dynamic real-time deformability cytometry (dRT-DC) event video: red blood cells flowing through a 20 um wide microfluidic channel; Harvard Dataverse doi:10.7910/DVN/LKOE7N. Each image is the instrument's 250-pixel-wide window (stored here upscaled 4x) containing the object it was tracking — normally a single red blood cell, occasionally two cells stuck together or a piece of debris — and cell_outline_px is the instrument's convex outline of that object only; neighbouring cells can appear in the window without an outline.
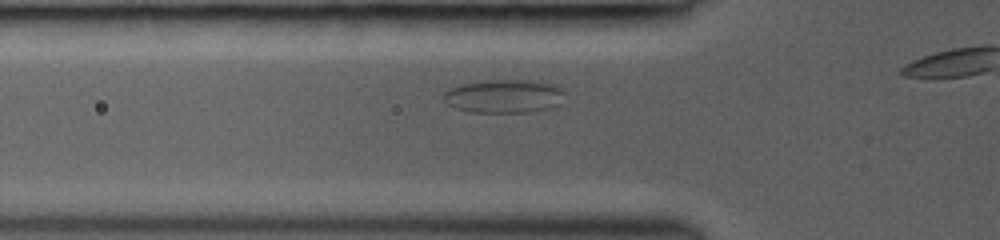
{"species": "common noctule bat (a hibernating species)", "species_latin": "Nyctalus noctula", "temperature_condition": "room temperature", "stored_images_in_passage": 13, "camera_frame_rate_fps": 3000, "um_per_image_px": 0.085, "animal": {"sex": "female", "body_mass_g": 19.0, "forearm_length_mm": 53.3}, "frame": {"image": 1, "passage_image": 8, "time_ms": 2.333, "image_size_px": [1000, 240], "cell_outline_px": [[564, 92], [560, 104], [552, 108], [528, 112], [472, 112], [456, 108], [448, 104], [444, 100], [444, 92], [448, 88], [460, 84], [488, 80], [540, 80], [560, 84], [564, 88]], "centroid_in_image_um": [42.92, 8.15], "position_along_channel_um": 82.9, "area_um2": 24.1}}
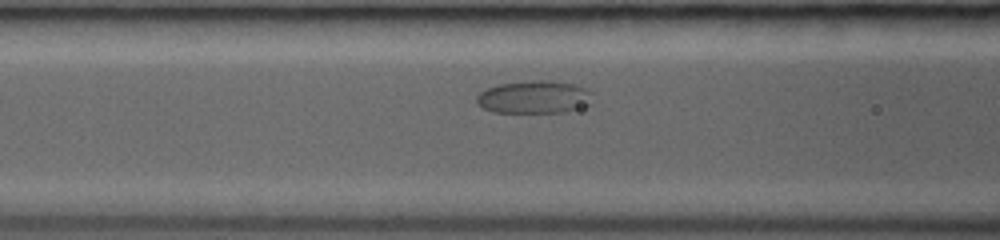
{"frame": {"image": 2, "passage_image": 11, "time_ms": 3.333, "image_size_px": [1000, 240], "cell_outline_px": [[592, 104], [580, 108], [564, 112], [492, 112], [476, 104], [476, 96], [484, 88], [500, 84], [532, 80], [552, 80], [576, 84], [592, 92]], "centroid_in_image_um": [45.41, 8.24], "position_along_channel_um": 121.2, "area_um2": 22.48}}